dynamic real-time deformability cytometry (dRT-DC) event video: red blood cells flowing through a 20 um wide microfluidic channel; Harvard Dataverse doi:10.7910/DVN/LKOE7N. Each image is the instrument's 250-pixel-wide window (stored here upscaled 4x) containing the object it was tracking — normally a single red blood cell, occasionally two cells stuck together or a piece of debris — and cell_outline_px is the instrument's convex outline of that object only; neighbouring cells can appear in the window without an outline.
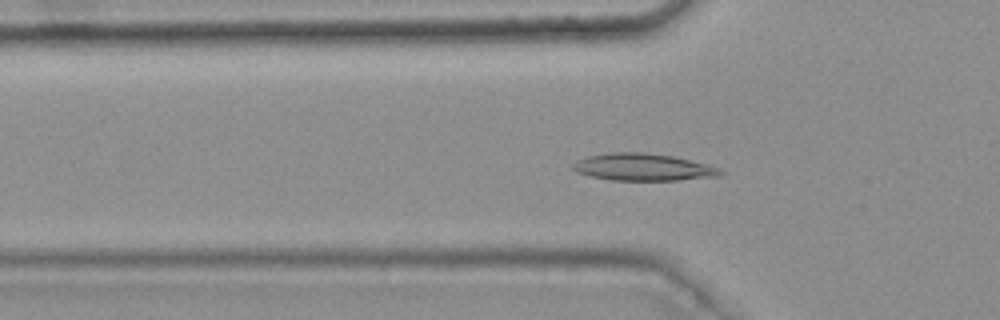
{"species": "common noctule bat (a hibernating species)", "species_latin": "Nyctalus noctula", "temperature_condition": "warm", "stored_images_in_passage": 47, "camera_frame_rate_fps": 3000, "um_per_image_px": 0.085, "animal": {"sex": "female", "body_mass_g": 25.1}, "frame": {"image": 1, "passage_image": 18, "time_ms": 5.667, "image_size_px": [1000, 320], "cell_outline_px": [[724, 172], [720, 176], [680, 180], [612, 180], [592, 176], [576, 172], [572, 168], [572, 164], [576, 160], [588, 156], [608, 152], [644, 152], [672, 156], [708, 164], [720, 168]], "centroid_in_image_um": [54.67, 14.2], "position_along_channel_um": 71.1, "area_um2": 23.41}}
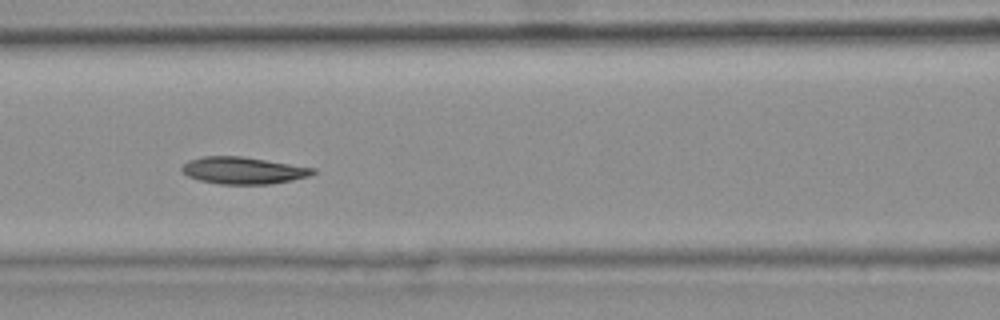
{"frame": {"image": 2, "passage_image": 24, "time_ms": 7.667, "image_size_px": [1000, 320], "cell_outline_px": [[316, 172], [308, 176], [292, 180], [272, 184], [220, 184], [200, 180], [188, 176], [180, 168], [188, 160], [204, 156], [240, 156], [316, 168]], "centroid_in_image_um": [20.67, 14.49], "position_along_channel_um": 145.9, "area_um2": 20.46}}
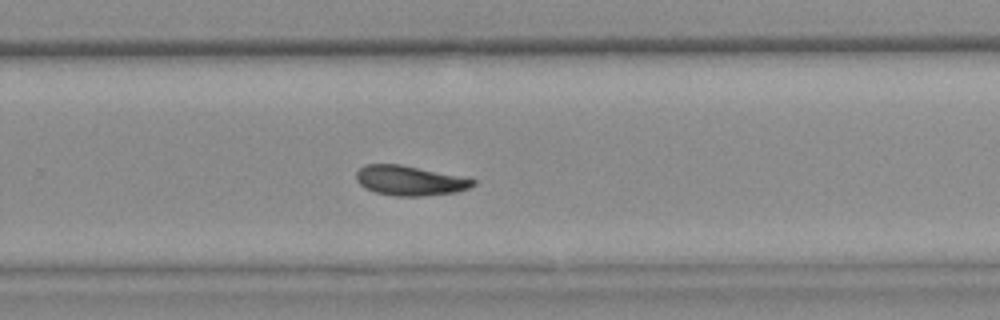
{"frame": {"image": 3, "passage_image": 36, "time_ms": 11.667, "image_size_px": [1000, 320], "cell_outline_px": [[476, 184], [468, 188], [456, 192], [420, 196], [396, 196], [376, 192], [364, 188], [356, 180], [356, 172], [364, 164], [400, 164], [476, 180]], "centroid_in_image_um": [34.78, 15.35], "position_along_channel_um": 295.0, "area_um2": 20.0}, "authors_computed_cell_mechanics": {"area_um2": 20.7502, "velocity_mm_per_s": 3.7312, "shape_relaxation_time_tau1_ms": 9.0767, "shape_relaxation_time_tau2_ms": 10.8818, "deformation_change_tau1": 0.1727, "deformation_change_tau2": 0.115}}